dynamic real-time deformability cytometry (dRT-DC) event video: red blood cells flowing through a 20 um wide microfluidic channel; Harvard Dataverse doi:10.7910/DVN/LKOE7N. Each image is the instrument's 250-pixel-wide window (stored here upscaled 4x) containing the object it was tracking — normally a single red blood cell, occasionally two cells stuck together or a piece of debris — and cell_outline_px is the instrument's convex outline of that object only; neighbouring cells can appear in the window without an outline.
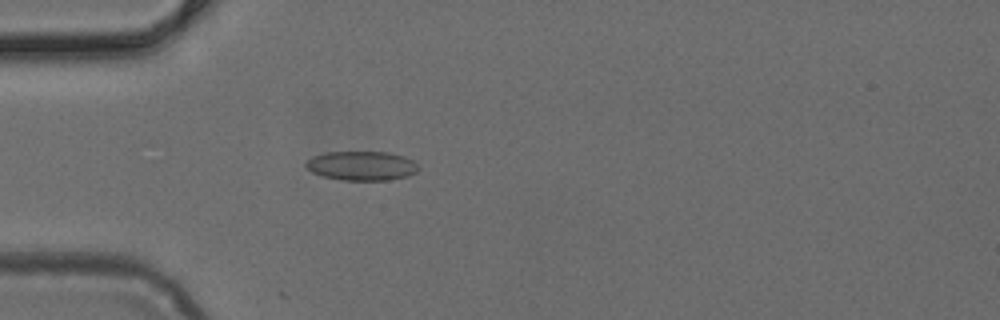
{"species": "common noctule bat (a hibernating species)", "species_latin": "Nyctalus noctula", "temperature_condition": "cold", "stored_images_in_passage": 3, "camera_frame_rate_fps": 3000, "um_per_image_px": 0.085, "animal": {"sex": "female", "body_mass_g": 24.6, "forearm_length_mm": 56.2}, "frame": {"image": 1, "passage_image": 3, "time_ms": 0.667, "image_size_px": [1000, 320], "cell_outline_px": [[420, 168], [416, 172], [408, 176], [388, 180], [344, 180], [324, 176], [312, 172], [304, 164], [312, 156], [324, 152], [388, 152], [404, 156], [412, 160]], "centroid_in_image_um": [30.75, 14.08], "position_along_channel_um": 54.2, "area_um2": 19.13}}